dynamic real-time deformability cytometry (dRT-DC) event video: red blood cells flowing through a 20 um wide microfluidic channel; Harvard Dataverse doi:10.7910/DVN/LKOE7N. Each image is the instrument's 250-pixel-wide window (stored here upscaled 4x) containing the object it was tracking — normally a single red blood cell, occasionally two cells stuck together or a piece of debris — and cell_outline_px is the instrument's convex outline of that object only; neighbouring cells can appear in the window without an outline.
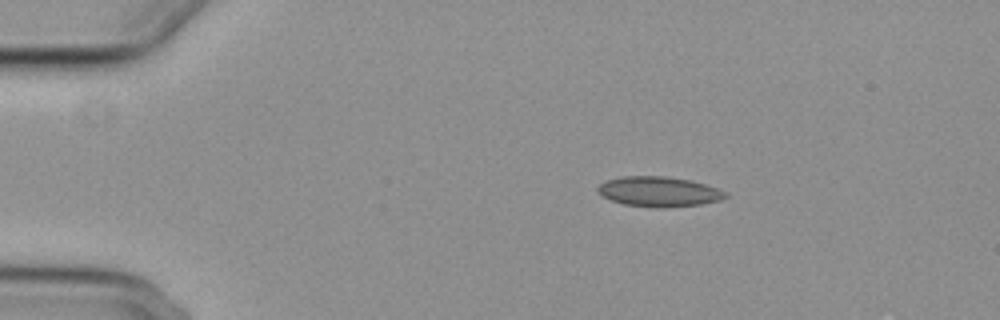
{"species": "common noctule bat (a hibernating species)", "species_latin": "Nyctalus noctula", "temperature_condition": "cold", "stored_images_in_passage": 46, "camera_frame_rate_fps": 3000, "um_per_image_px": 0.085, "animal": {"sex": "female", "body_mass_g": 29.2, "forearm_length_mm": 56.3}, "frame": {"image": 1, "passage_image": 1, "time_ms": 0.0, "image_size_px": [1000, 320], "cell_outline_px": [[728, 196], [720, 200], [700, 204], [664, 208], [656, 208], [624, 204], [612, 200], [604, 196], [596, 188], [600, 184], [608, 180], [620, 176], [664, 176], [692, 180], [728, 192]], "centroid_in_image_um": [56.03, 16.29], "position_along_channel_um": 29.0, "area_um2": 22.25}}
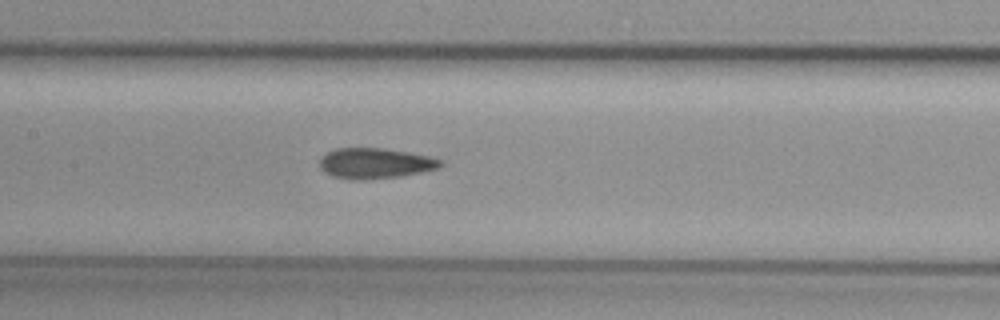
{"frame": {"image": 2, "passage_image": 18, "time_ms": 5.667, "image_size_px": [1000, 320], "cell_outline_px": [[444, 164], [440, 168], [400, 176], [364, 180], [352, 180], [332, 176], [324, 172], [320, 168], [320, 160], [328, 152], [336, 148], [384, 148], [408, 152], [428, 156], [444, 160]], "centroid_in_image_um": [31.91, 13.88], "position_along_channel_um": 175.5, "area_um2": 21.56}}
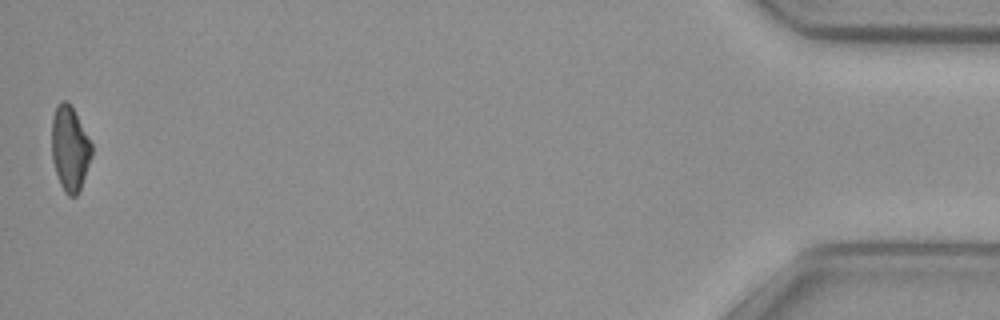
{"frame": {"image": 3, "passage_image": 46, "time_ms": 15.0, "image_size_px": [1000, 320], "cell_outline_px": [[92, 156], [80, 192], [76, 196], [68, 196], [64, 192], [60, 184], [52, 160], [52, 120], [56, 104], [60, 100], [68, 100], [92, 144]], "centroid_in_image_um": [5.94, 12.64], "position_along_channel_um": 429.3, "area_um2": 19.88}, "authors_computed_cell_mechanics": {"area_um2": 21.4149, "velocity_mm_per_s": 3.7307, "shape_relaxation_time_tau1_ms": 9.4129, "shape_relaxation_time_tau2_ms": 4.7123, "deformation_change_tau1": 0.159, "deformation_change_tau2": 0.1077}}